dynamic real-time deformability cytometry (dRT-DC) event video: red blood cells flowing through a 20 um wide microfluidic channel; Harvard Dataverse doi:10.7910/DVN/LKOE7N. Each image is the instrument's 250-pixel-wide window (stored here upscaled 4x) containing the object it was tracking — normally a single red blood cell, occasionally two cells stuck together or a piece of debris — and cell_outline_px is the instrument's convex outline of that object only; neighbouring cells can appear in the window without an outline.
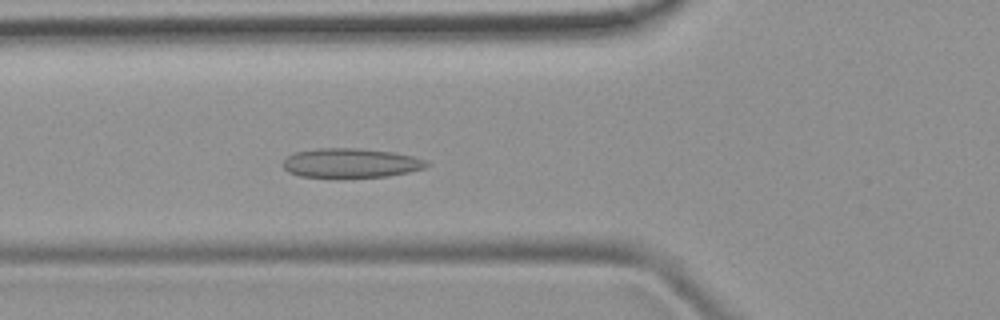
{"species": "common noctule bat (a hibernating species)", "species_latin": "Nyctalus noctula", "temperature_condition": "room temperature", "stored_images_in_passage": 37, "camera_frame_rate_fps": 3000, "um_per_image_px": 0.085, "animal": {"sex": "female", "body_mass_g": 19.9}, "frame": {"image": 1, "passage_image": 6, "time_ms": 1.667, "image_size_px": [1000, 320], "cell_outline_px": [[428, 164], [424, 168], [408, 172], [388, 176], [336, 180], [300, 176], [288, 172], [284, 168], [284, 160], [288, 156], [296, 152], [316, 148], [360, 148], [392, 152], [412, 156], [428, 160]], "centroid_in_image_um": [29.79, 13.89], "position_along_channel_um": 96.0, "area_um2": 25.37}}
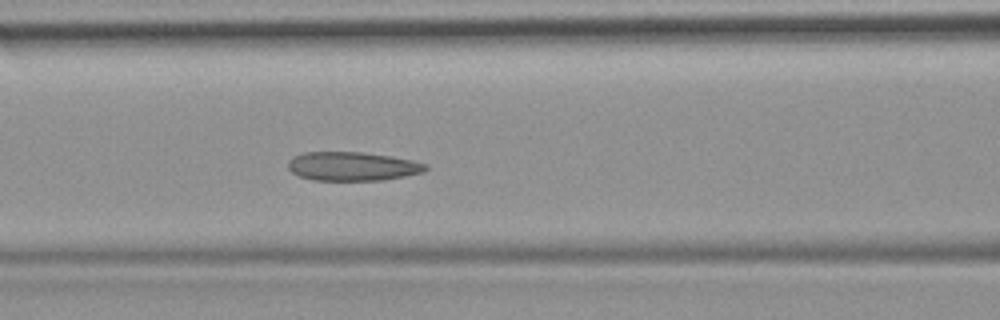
{"frame": {"image": 2, "passage_image": 9, "time_ms": 2.667, "image_size_px": [1000, 320], "cell_outline_px": [[428, 168], [424, 172], [384, 180], [312, 180], [300, 176], [292, 172], [288, 168], [288, 160], [292, 156], [304, 152], [364, 152], [412, 160], [428, 164]], "centroid_in_image_um": [29.94, 14.13], "position_along_channel_um": 136.7, "area_um2": 23.18}}
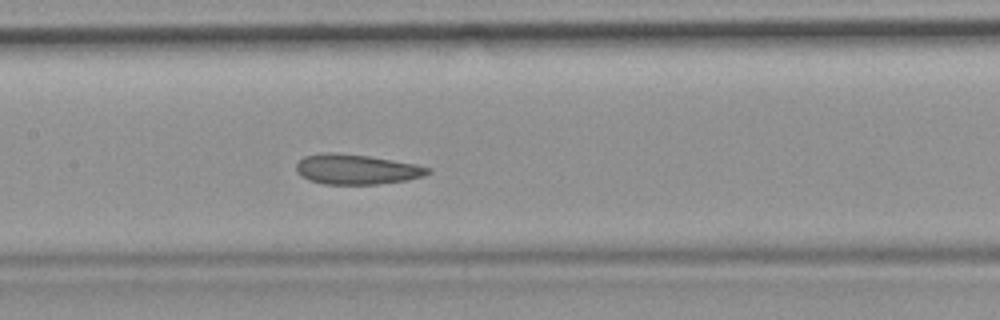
{"frame": {"image": 3, "passage_image": 12, "time_ms": 3.667, "image_size_px": [1000, 320], "cell_outline_px": [[432, 172], [424, 176], [408, 180], [376, 184], [324, 184], [308, 180], [296, 172], [296, 164], [304, 156], [324, 152], [336, 152], [368, 156], [416, 164], [432, 168]], "centroid_in_image_um": [30.31, 14.39], "position_along_channel_um": 177.1, "area_um2": 23.18}}